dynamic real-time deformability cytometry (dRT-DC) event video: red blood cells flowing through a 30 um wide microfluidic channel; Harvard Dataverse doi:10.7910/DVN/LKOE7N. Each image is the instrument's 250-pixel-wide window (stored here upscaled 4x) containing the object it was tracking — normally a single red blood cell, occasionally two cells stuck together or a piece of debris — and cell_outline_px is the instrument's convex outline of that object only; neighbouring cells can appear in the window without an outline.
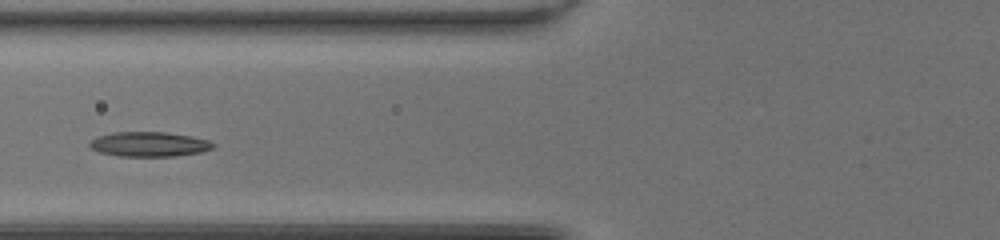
{"species": "common noctule bat (a hibernating species)", "species_latin": "Nyctalus noctula", "temperature_condition": "room temperature", "stored_images_in_passage": 34, "camera_frame_rate_fps": 3000, "um_per_image_px": 0.085, "animal": {"sex": "female", "body_mass_g": 20.0, "forearm_length_mm": 54.0}, "frame": {"image": 1, "passage_image": 6, "time_ms": 1.667, "image_size_px": [1000, 240], "cell_outline_px": [[216, 144], [212, 148], [200, 152], [176, 156], [120, 156], [100, 152], [92, 148], [88, 144], [96, 136], [112, 132], [164, 132], [192, 136], [212, 140]], "centroid_in_image_um": [12.71, 12.25], "position_along_channel_um": 113.1, "area_um2": 17.86}}
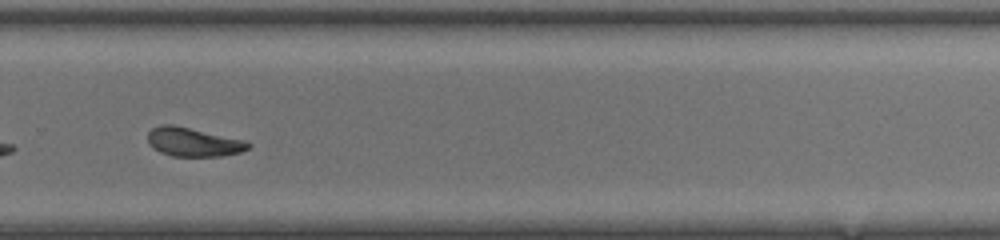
{"frame": {"image": 2, "passage_image": 20, "time_ms": 6.333, "image_size_px": [1000, 240], "cell_outline_px": [[252, 144], [248, 148], [240, 152], [220, 156], [172, 156], [160, 152], [152, 148], [148, 144], [148, 132], [152, 128], [160, 124], [172, 124], [244, 140]], "centroid_in_image_um": [16.38, 12.07], "position_along_channel_um": 313.4, "area_um2": 16.82}, "authors_computed_cell_mechanics": {"area_um2": 17.4267, "velocity_mm_per_s": 4.2997, "shape_relaxation_time_tau1_ms": 4.9399, "shape_relaxation_time_tau2_ms": 3.6507, "deformation_change_tau1": 0.1653, "deformation_change_tau2": 0.1085}}